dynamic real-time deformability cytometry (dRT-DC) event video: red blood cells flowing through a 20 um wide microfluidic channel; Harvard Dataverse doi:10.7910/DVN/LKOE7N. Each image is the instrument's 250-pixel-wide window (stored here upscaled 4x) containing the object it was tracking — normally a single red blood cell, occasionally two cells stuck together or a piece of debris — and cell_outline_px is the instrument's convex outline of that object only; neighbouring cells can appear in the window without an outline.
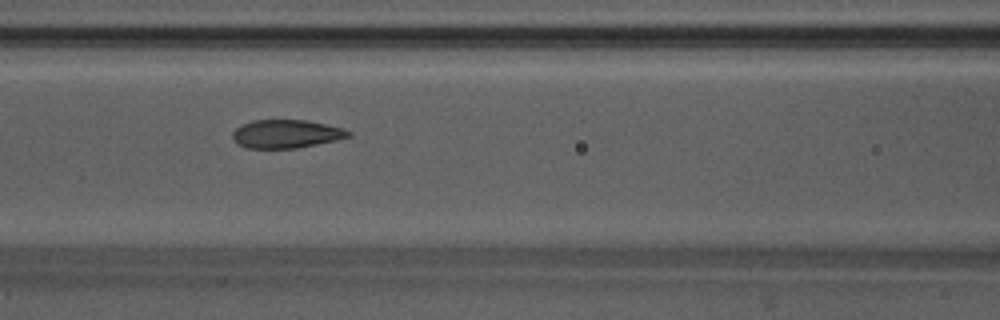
{"species": "Egyptian fruit bat (a non-hibernating species)", "species_latin": "Rousettus aegyptiacus", "temperature_condition": "warm", "stored_images_in_passage": 56, "segment_of_instrument_passage": [1, 2], "camera_frame_rate_fps": 3000, "um_per_image_px": 0.085, "animal": {"sex": "male"}, "frame": {"image": 1, "passage_image": 23, "time_ms": 7.333, "image_size_px": [1000, 320], "cell_outline_px": [[352, 136], [336, 140], [296, 148], [248, 148], [240, 144], [232, 136], [232, 132], [240, 124], [252, 120], [308, 120], [344, 128], [352, 132]], "centroid_in_image_um": [24.36, 11.36], "position_along_channel_um": 142.2, "area_um2": 19.13}}
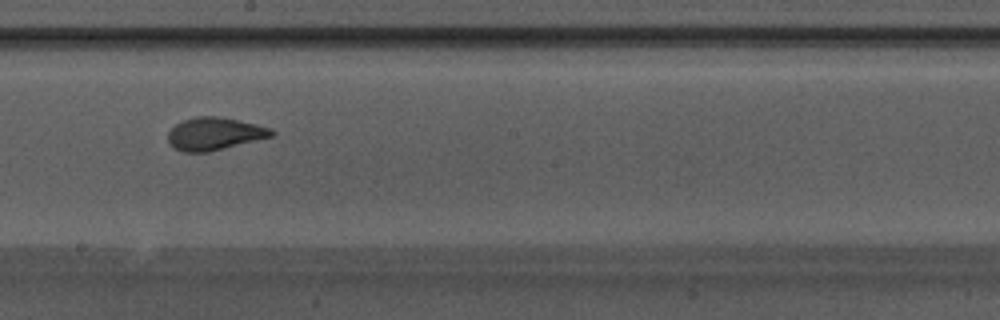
{"frame": {"image": 2, "passage_image": 30, "time_ms": 9.667, "image_size_px": [1000, 320], "cell_outline_px": [[276, 136], [208, 152], [184, 152], [172, 148], [168, 140], [168, 132], [176, 124], [184, 120], [196, 116], [220, 116], [240, 120], [272, 128], [276, 132]], "centroid_in_image_um": [18.28, 11.37], "position_along_channel_um": 229.9, "area_um2": 20.0}}
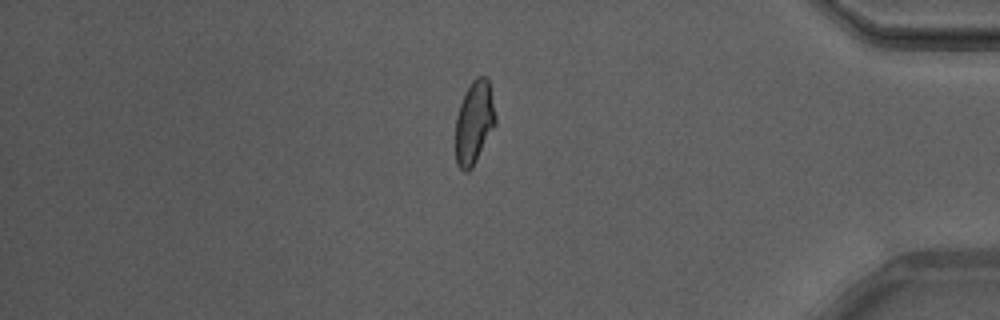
{"frame": {"image": 3, "passage_image": 46, "time_ms": 15.0, "image_size_px": [1000, 320], "cell_outline_px": [[496, 124], [472, 168], [468, 172], [464, 172], [456, 164], [456, 116], [460, 104], [472, 80], [476, 76], [484, 76], [488, 80], [496, 116]], "centroid_in_image_um": [40.3, 10.43], "position_along_channel_um": 394.9, "area_um2": 19.19}}